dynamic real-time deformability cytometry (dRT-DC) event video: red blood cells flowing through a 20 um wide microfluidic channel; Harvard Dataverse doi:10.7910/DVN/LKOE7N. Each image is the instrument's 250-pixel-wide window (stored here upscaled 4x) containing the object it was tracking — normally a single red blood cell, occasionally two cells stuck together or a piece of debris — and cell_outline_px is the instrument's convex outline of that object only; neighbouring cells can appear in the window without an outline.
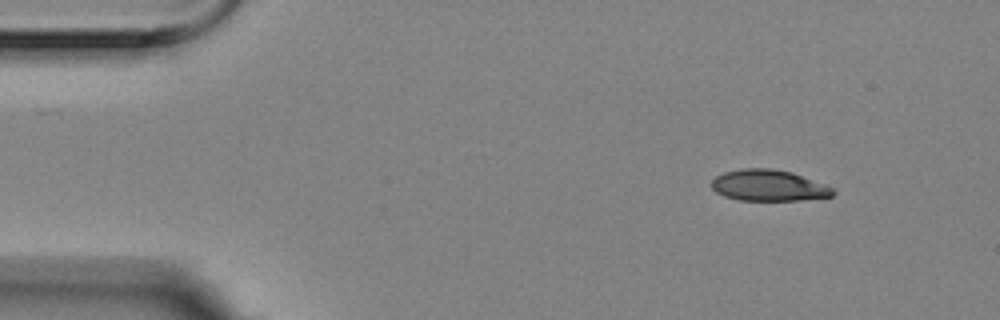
{"species": "Egyptian fruit bat (a non-hibernating species)", "species_latin": "Rousettus aegyptiacus", "temperature_condition": "room temperature", "stored_images_in_passage": 4, "camera_frame_rate_fps": 3000, "um_per_image_px": 0.085, "animal": {"sex": "female"}, "frame": {"image": 1, "passage_image": 1, "time_ms": 0.0, "image_size_px": [1000, 320], "cell_outline_px": [[836, 192], [832, 196], [800, 200], [740, 200], [724, 196], [716, 192], [712, 188], [712, 180], [716, 176], [724, 172], [744, 168], [768, 168], [792, 172], [824, 184], [832, 188]], "centroid_in_image_um": [65.32, 15.76], "position_along_channel_um": 19.7, "area_um2": 21.91}}
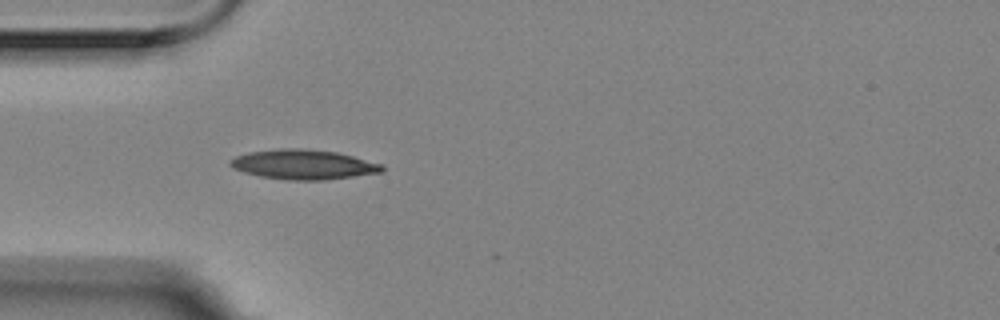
{"frame": {"image": 2, "passage_image": 4, "time_ms": 1.0, "image_size_px": [1000, 320], "cell_outline_px": [[384, 172], [324, 180], [288, 180], [260, 176], [244, 172], [232, 168], [228, 164], [228, 160], [236, 156], [248, 152], [280, 148], [304, 148], [336, 152], [384, 164]], "centroid_in_image_um": [25.78, 13.98], "position_along_channel_um": 59.2, "area_um2": 26.47}}